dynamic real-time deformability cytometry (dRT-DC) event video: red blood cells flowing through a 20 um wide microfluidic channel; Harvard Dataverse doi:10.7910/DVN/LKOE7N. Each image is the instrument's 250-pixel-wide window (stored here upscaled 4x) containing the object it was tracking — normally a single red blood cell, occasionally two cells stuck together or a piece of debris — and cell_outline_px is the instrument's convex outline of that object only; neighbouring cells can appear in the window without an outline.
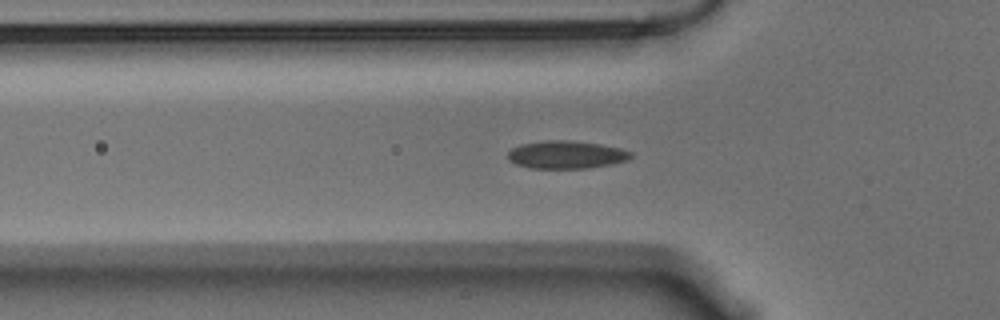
{"species": "Egyptian fruit bat (a non-hibernating species)", "species_latin": "Rousettus aegyptiacus", "temperature_condition": "warm", "stored_images_in_passage": 56, "camera_frame_rate_fps": 3000, "um_per_image_px": 0.085, "animal": {"sex": "male"}, "frame": {"image": 1, "passage_image": 17, "time_ms": 5.333, "image_size_px": [1000, 320], "cell_outline_px": [[632, 156], [628, 160], [612, 164], [588, 168], [528, 168], [516, 164], [508, 160], [508, 152], [512, 148], [520, 144], [544, 140], [564, 140], [600, 144], [620, 148], [632, 152]], "centroid_in_image_um": [48.12, 13.15], "position_along_channel_um": 77.7, "area_um2": 20.0}}
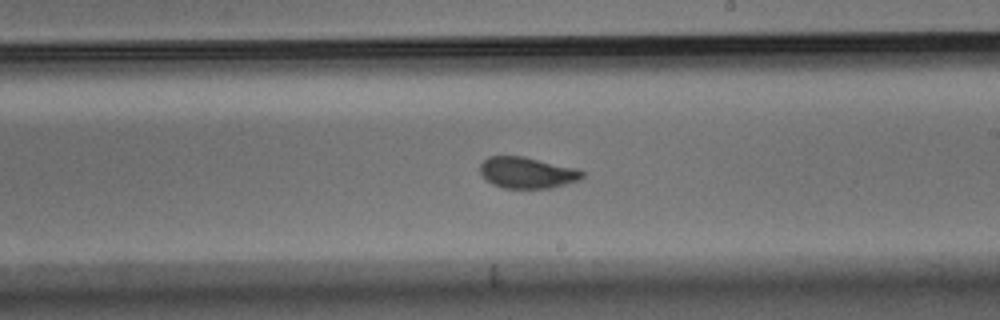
{"frame": {"image": 2, "passage_image": 31, "time_ms": 10.0, "image_size_px": [1000, 320], "cell_outline_px": [[584, 176], [580, 180], [552, 188], [504, 188], [492, 184], [480, 172], [480, 164], [488, 156], [524, 156], [576, 168], [584, 172]], "centroid_in_image_um": [44.83, 14.67], "position_along_channel_um": 244.2, "area_um2": 18.61}}
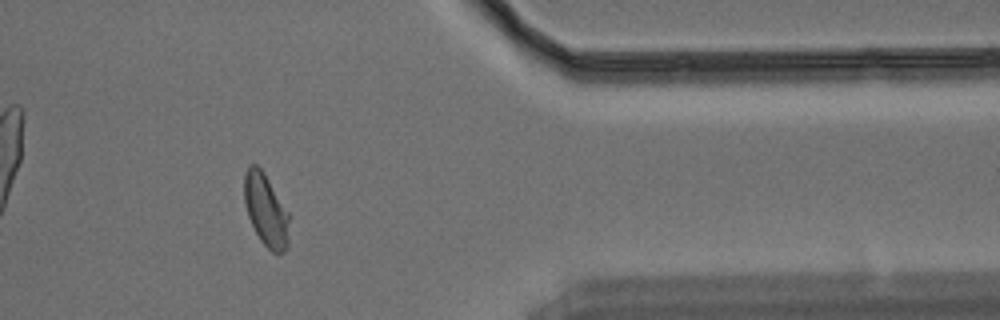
{"frame": {"image": 3, "passage_image": 45, "time_ms": 14.667, "image_size_px": [1000, 320], "cell_outline_px": [[288, 244], [284, 252], [272, 252], [260, 240], [248, 216], [244, 204], [244, 172], [248, 164], [256, 164], [264, 172], [288, 212]], "centroid_in_image_um": [22.57, 17.82], "position_along_channel_um": 388.8, "area_um2": 18.84}, "authors_computed_cell_mechanics": {"area_um2": 19.0451, "velocity_mm_per_s": 3.5442, "shape_relaxation_time_tau1_ms": 5.0524, "shape_relaxation_time_tau2_ms": 1.0209, "deformation_change_tau1": 0.1725, "deformation_change_tau2": 0.0432}}